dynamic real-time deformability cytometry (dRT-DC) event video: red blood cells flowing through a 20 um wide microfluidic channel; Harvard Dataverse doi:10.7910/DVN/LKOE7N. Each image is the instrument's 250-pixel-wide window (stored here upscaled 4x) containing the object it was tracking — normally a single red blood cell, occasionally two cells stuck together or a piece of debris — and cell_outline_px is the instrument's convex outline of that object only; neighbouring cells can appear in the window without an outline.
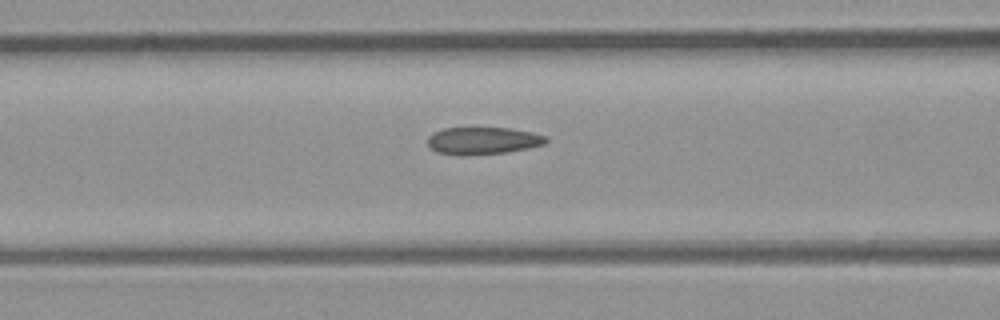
{"species": "common noctule bat (a hibernating species)", "species_latin": "Nyctalus noctula", "temperature_condition": "room temperature", "stored_images_in_passage": 39, "camera_frame_rate_fps": 3000, "um_per_image_px": 0.085, "animal": {"sex": "male", "body_mass_g": 23.1, "forearm_length_mm": 52.7}, "frame": {"image": 1, "passage_image": 20, "time_ms": 6.333, "image_size_px": [1000, 320], "cell_outline_px": [[548, 140], [544, 144], [528, 148], [508, 152], [464, 156], [460, 156], [436, 152], [428, 148], [428, 136], [432, 132], [444, 128], [508, 128], [532, 132], [544, 136]], "centroid_in_image_um": [40.98, 11.97], "position_along_channel_um": 125.6, "area_um2": 19.02}}
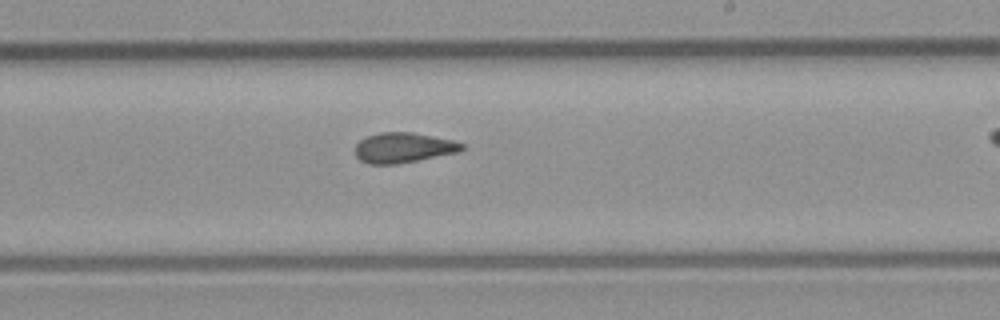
{"frame": {"image": 2, "passage_image": 29, "time_ms": 9.333, "image_size_px": [1000, 320], "cell_outline_px": [[464, 148], [456, 152], [396, 164], [368, 164], [360, 160], [356, 156], [356, 144], [360, 140], [368, 136], [380, 132], [412, 132], [452, 140], [464, 144]], "centroid_in_image_um": [34.25, 12.55], "position_along_channel_um": 254.8, "area_um2": 18.44}}
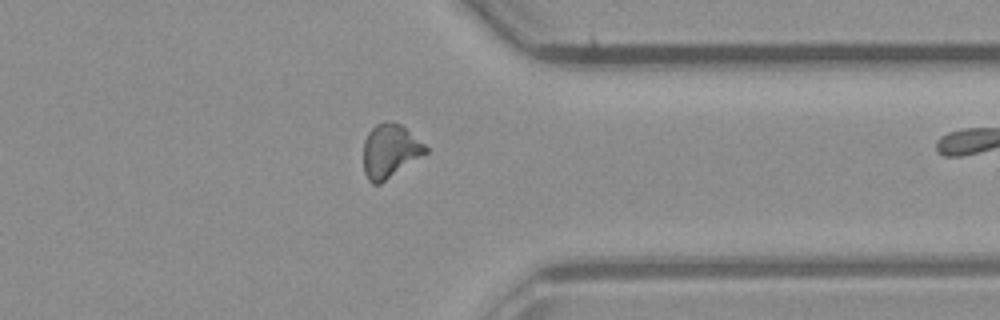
{"frame": {"image": 3, "passage_image": 38, "time_ms": 12.333, "image_size_px": [1000, 320], "cell_outline_px": [[428, 152], [380, 184], [372, 184], [368, 180], [364, 172], [364, 140], [368, 132], [376, 124], [384, 120], [392, 120], [400, 124], [424, 144], [428, 148]], "centroid_in_image_um": [33.13, 12.82], "position_along_channel_um": 378.3, "area_um2": 19.42}}